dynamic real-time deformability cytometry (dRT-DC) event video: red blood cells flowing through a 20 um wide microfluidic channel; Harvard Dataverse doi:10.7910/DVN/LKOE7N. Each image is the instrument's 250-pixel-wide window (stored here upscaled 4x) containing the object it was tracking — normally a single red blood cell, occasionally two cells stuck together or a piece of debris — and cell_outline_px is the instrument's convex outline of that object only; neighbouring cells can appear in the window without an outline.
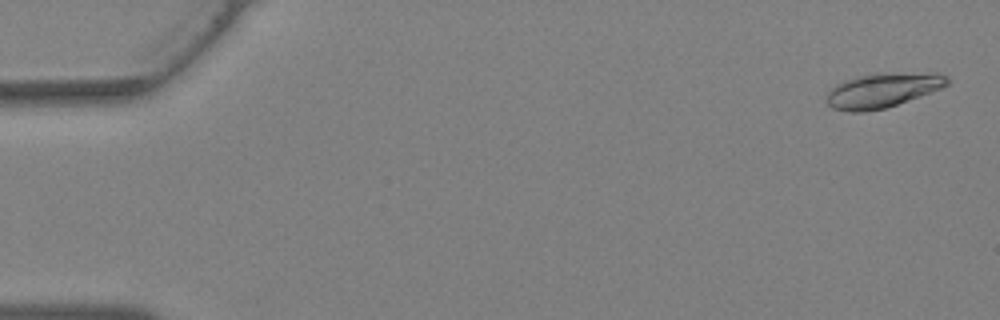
{"species": "Egyptian fruit bat (a non-hibernating species)", "species_latin": "Rousettus aegyptiacus", "temperature_condition": "warm", "stored_images_in_passage": 40, "camera_frame_rate_fps": 3000, "um_per_image_px": 0.085, "animal": {"sex": "female"}, "frame": {"image": 1, "passage_image": 2, "time_ms": 0.333, "image_size_px": [1000, 320], "cell_outline_px": [[948, 84], [940, 88], [896, 104], [884, 108], [864, 112], [848, 112], [832, 108], [824, 100], [824, 96], [836, 84], [844, 80], [876, 72], [936, 72], [948, 76]], "centroid_in_image_um": [74.98, 7.65], "position_along_channel_um": 10.0, "area_um2": 24.51}}
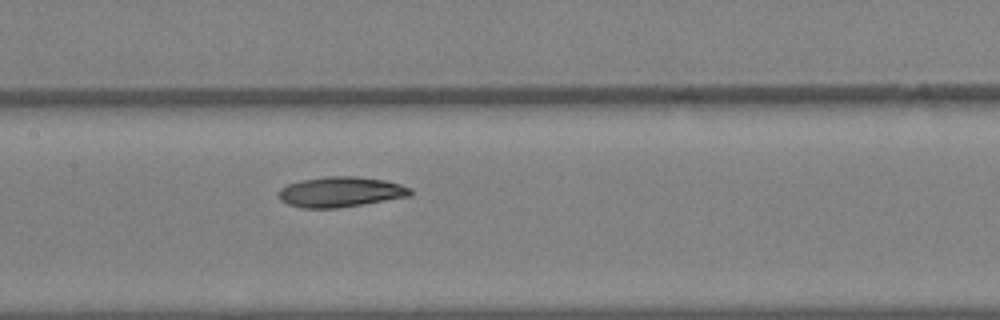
{"frame": {"image": 2, "passage_image": 20, "time_ms": 6.333, "image_size_px": [1000, 320], "cell_outline_px": [[412, 196], [364, 204], [336, 208], [304, 208], [288, 204], [280, 200], [276, 192], [280, 188], [288, 184], [300, 180], [324, 176], [356, 176], [384, 180], [400, 184], [412, 188]], "centroid_in_image_um": [28.94, 16.31], "position_along_channel_um": 178.5, "area_um2": 23.52}}
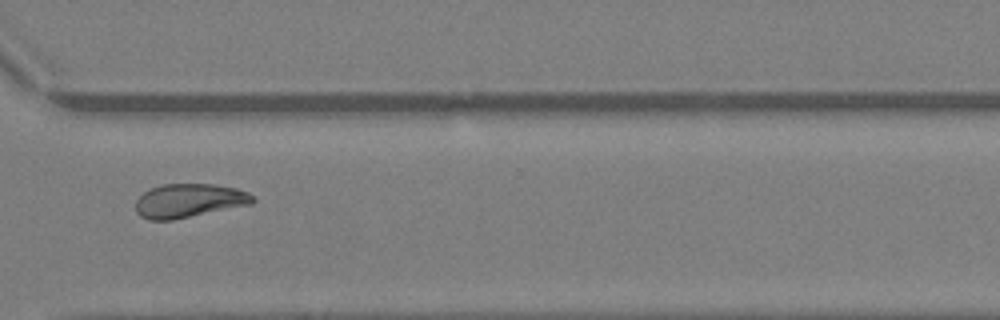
{"frame": {"image": 3, "passage_image": 30, "time_ms": 9.667, "image_size_px": [1000, 320], "cell_outline_px": [[256, 200], [252, 204], [172, 220], [148, 220], [140, 216], [136, 212], [136, 200], [144, 192], [160, 184], [212, 184], [236, 188], [248, 192]], "centroid_in_image_um": [16.06, 17.06], "position_along_channel_um": 354.5, "area_um2": 23.06}}